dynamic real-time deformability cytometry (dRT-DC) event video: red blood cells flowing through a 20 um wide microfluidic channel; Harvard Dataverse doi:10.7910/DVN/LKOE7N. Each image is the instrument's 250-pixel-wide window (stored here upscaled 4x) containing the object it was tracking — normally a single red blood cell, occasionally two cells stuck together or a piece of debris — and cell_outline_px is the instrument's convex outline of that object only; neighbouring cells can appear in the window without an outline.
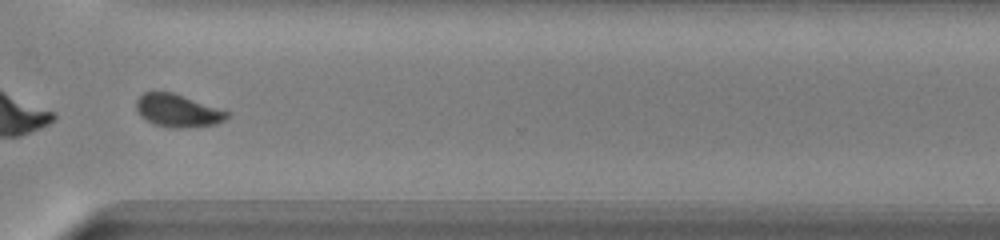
{"species": "common noctule bat (a hibernating species)", "species_latin": "Nyctalus noctula", "temperature_condition": "warm", "stored_images_in_passage": 46, "segment_of_instrument_passage": [2, 2], "camera_frame_rate_fps": 3000, "um_per_image_px": 0.085, "animal": {"sex": "male", "body_mass_g": 13.0, "forearm_length_mm": 53.1}, "frame": {"image": 1, "passage_image": 33, "time_ms": 10.667, "image_size_px": [1000, 240], "cell_outline_px": [[220, 116], [216, 120], [196, 124], [176, 124], [156, 120], [148, 116], [140, 108], [140, 104], [144, 96], [176, 96], [220, 112]], "centroid_in_image_um": [15.05, 9.39], "position_along_channel_um": 355.6, "area_um2": 11.73}}